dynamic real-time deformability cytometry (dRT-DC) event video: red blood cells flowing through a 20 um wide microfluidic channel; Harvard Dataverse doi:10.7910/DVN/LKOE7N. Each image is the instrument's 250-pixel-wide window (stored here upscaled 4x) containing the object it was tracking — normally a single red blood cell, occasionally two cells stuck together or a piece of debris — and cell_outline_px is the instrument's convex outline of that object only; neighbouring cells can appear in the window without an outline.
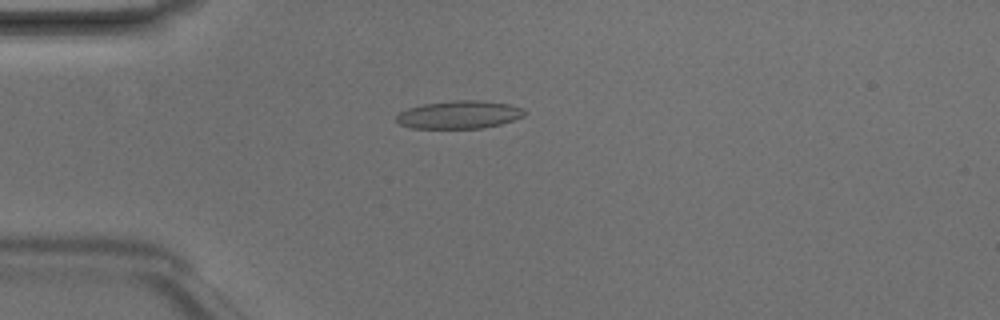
{"species": "Egyptian fruit bat (a non-hibernating species)", "species_latin": "Rousettus aegyptiacus", "temperature_condition": "room temperature", "stored_images_in_passage": 3, "camera_frame_rate_fps": 3000, "um_per_image_px": 0.085, "animal": {"sex": "male"}, "frame": {"image": 1, "passage_image": 3, "time_ms": 0.667, "image_size_px": [1000, 320], "cell_outline_px": [[528, 112], [524, 116], [500, 124], [484, 128], [412, 128], [400, 124], [396, 120], [396, 116], [400, 112], [408, 108], [424, 104], [452, 100], [484, 100], [512, 104], [524, 108]], "centroid_in_image_um": [39.09, 9.73], "position_along_channel_um": 45.9, "area_um2": 21.04}}